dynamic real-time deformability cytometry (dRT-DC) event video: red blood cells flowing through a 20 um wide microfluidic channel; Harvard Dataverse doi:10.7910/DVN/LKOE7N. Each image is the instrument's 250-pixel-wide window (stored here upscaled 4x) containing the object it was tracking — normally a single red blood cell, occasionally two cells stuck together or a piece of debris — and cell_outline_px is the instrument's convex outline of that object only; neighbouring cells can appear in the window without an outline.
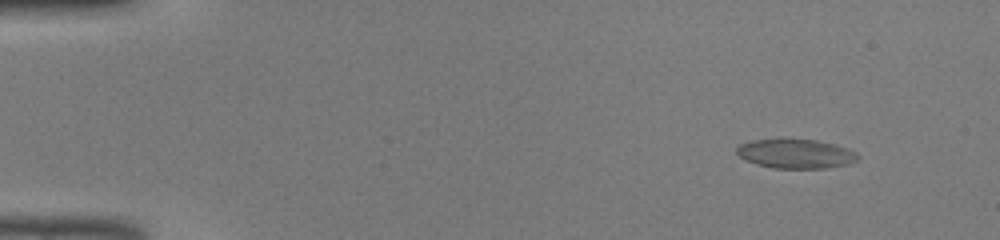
{"species": "common noctule bat (a hibernating species)", "species_latin": "Nyctalus noctula", "temperature_condition": "warm", "stored_images_in_passage": 30, "camera_frame_rate_fps": 3000, "um_per_image_px": 0.085, "animal": {"sex": "male", "body_mass_g": 19.0, "forearm_length_mm": 50.8}, "frame": {"image": 1, "passage_image": 5, "time_ms": 1.333, "image_size_px": [1000, 240], "cell_outline_px": [[860, 156], [856, 160], [844, 164], [828, 168], [772, 168], [756, 164], [740, 156], [736, 152], [736, 148], [740, 144], [752, 140], [816, 140], [848, 148], [856, 152]], "centroid_in_image_um": [67.64, 13.08], "position_along_channel_um": 17.4, "area_um2": 20.23}}
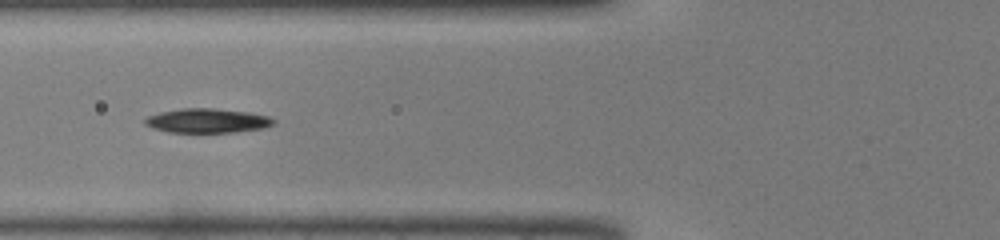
{"frame": {"image": 2, "passage_image": 19, "time_ms": 6.0, "image_size_px": [1000, 240], "cell_outline_px": [[276, 120], [272, 124], [264, 128], [236, 132], [168, 132], [152, 128], [144, 124], [144, 120], [148, 116], [160, 112], [180, 108], [212, 108], [248, 112], [268, 116]], "centroid_in_image_um": [17.6, 10.26], "position_along_channel_um": 108.2, "area_um2": 18.21}}
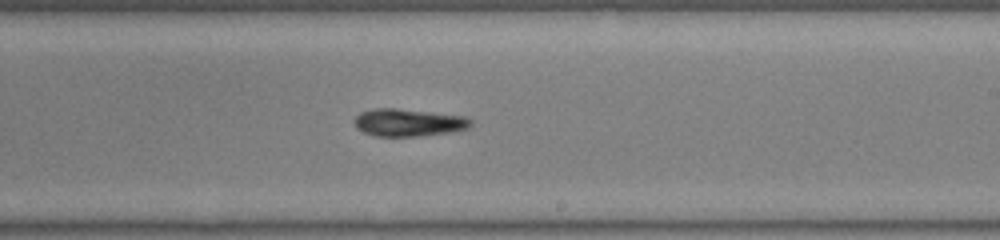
{"frame": {"image": 3, "passage_image": 29, "time_ms": 9.333, "image_size_px": [1000, 240], "cell_outline_px": [[472, 124], [468, 128], [448, 132], [416, 136], [376, 136], [364, 132], [356, 128], [352, 120], [360, 112], [376, 108], [396, 108], [464, 116], [472, 120]], "centroid_in_image_um": [34.67, 10.41], "position_along_channel_um": 254.3, "area_um2": 18.55}}